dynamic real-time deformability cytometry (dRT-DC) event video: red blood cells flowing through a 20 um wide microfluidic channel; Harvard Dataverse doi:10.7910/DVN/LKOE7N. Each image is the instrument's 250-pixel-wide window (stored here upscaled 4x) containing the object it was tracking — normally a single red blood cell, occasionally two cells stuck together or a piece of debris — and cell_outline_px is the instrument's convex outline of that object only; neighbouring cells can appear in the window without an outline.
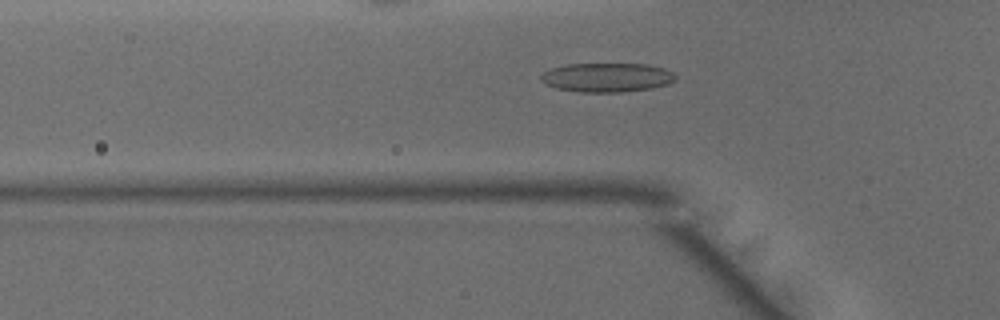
{"species": "common noctule bat (a hibernating species)", "species_latin": "Nyctalus noctula", "temperature_condition": "warm", "stored_images_in_passage": 47, "camera_frame_rate_fps": 3000, "um_per_image_px": 0.085, "animal": {"sex": "male", "body_mass_g": 15.6}, "frame": {"image": 1, "passage_image": 15, "time_ms": 4.667, "image_size_px": [1000, 320], "cell_outline_px": [[676, 80], [668, 84], [652, 88], [620, 92], [580, 92], [556, 88], [544, 84], [540, 80], [540, 76], [544, 72], [552, 68], [568, 64], [648, 64], [664, 68], [672, 72], [676, 76]], "centroid_in_image_um": [51.59, 6.58], "position_along_channel_um": 74.2, "area_um2": 22.89}}
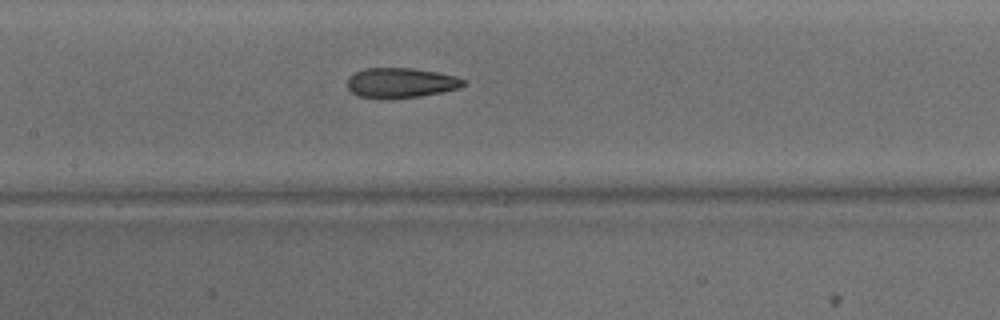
{"frame": {"image": 2, "passage_image": 22, "time_ms": 7.0, "image_size_px": [1000, 320], "cell_outline_px": [[464, 84], [460, 88], [420, 96], [380, 100], [360, 96], [352, 92], [348, 88], [348, 76], [364, 68], [412, 68], [436, 72], [456, 76], [464, 80]], "centroid_in_image_um": [34.03, 7.05], "position_along_channel_um": 173.4, "area_um2": 20.35}}
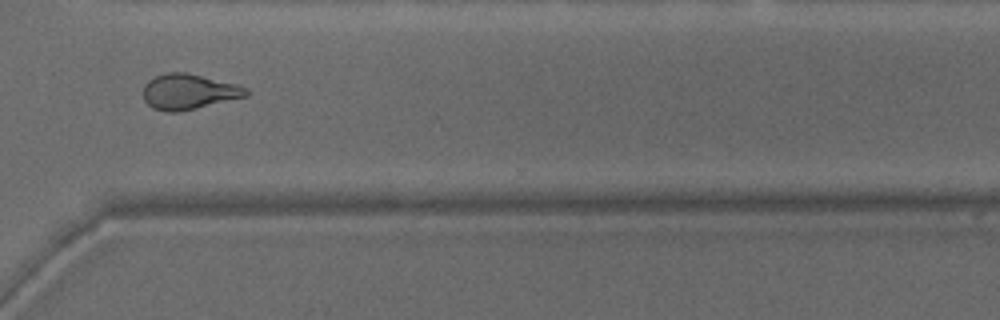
{"frame": {"image": 3, "passage_image": 35, "time_ms": 11.333, "image_size_px": [1000, 320], "cell_outline_px": [[248, 96], [180, 112], [164, 112], [152, 108], [144, 100], [144, 84], [148, 80], [156, 76], [168, 72], [184, 72], [236, 84], [248, 88]], "centroid_in_image_um": [16.03, 7.81], "position_along_channel_um": 354.6, "area_um2": 21.21}, "authors_computed_cell_mechanics": {"area_um2": 21.7328, "velocity_mm_per_s": 4.1937, "shape_relaxation_time_tau1_ms": null, "shape_relaxation_time_tau2_ms": 2.21, "deformation_change_tau1": null, "deformation_change_tau2": 0.1002}}